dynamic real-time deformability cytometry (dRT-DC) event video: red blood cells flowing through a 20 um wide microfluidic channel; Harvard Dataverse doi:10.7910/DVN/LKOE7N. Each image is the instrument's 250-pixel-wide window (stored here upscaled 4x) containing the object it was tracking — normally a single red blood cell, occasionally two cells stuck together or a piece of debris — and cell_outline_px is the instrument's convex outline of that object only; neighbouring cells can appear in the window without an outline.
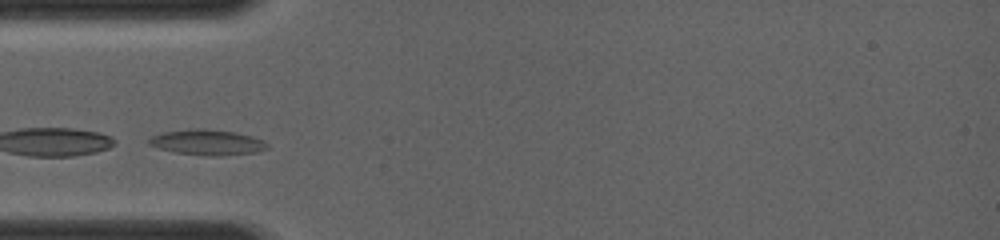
{"species": "common noctule bat (a hibernating species)", "species_latin": "Nyctalus noctula", "temperature_condition": "room temperature", "stored_images_in_passage": 16, "camera_frame_rate_fps": 4000, "um_per_image_px": 0.085, "animal": {"sex": "female", "body_mass_g": 19.0, "forearm_length_mm": 56.7}, "frame": {"image": 1, "passage_image": 1, "time_ms": 0.0, "image_size_px": [1000, 240], "cell_outline_px": [[268, 148], [256, 152], [220, 156], [204, 156], [176, 152], [160, 148], [148, 144], [148, 140], [152, 136], [160, 132], [188, 128], [204, 128], [232, 132], [252, 136], [264, 140], [268, 144]], "centroid_in_image_um": [17.61, 12.09], "position_along_channel_um": 67.4, "area_um2": 17.69}}